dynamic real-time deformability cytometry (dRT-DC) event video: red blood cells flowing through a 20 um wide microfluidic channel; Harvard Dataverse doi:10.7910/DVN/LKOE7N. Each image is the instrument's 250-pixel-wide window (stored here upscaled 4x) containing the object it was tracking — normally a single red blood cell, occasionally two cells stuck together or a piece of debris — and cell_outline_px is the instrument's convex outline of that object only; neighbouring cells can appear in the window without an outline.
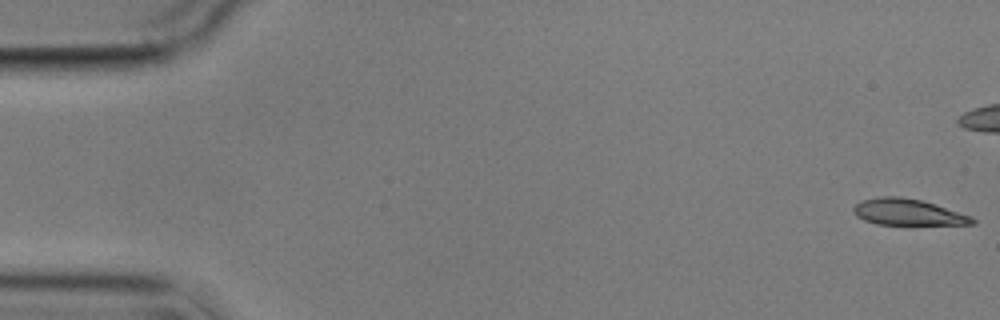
{"species": "common noctule bat (a hibernating species)", "species_latin": "Nyctalus noctula", "temperature_condition": "cold", "stored_images_in_passage": 6, "camera_frame_rate_fps": 3000, "um_per_image_px": 0.085, "animal": {"sex": "male", "body_mass_g": 17.9}, "frame": {"image": 1, "passage_image": 1, "time_ms": 0.0, "image_size_px": [1000, 320], "cell_outline_px": [[976, 224], [908, 228], [876, 224], [864, 220], [856, 216], [852, 212], [852, 208], [860, 200], [880, 196], [900, 196], [920, 200], [972, 216], [976, 220]], "centroid_in_image_um": [77.19, 18.11], "position_along_channel_um": 7.8, "area_um2": 19.54}}